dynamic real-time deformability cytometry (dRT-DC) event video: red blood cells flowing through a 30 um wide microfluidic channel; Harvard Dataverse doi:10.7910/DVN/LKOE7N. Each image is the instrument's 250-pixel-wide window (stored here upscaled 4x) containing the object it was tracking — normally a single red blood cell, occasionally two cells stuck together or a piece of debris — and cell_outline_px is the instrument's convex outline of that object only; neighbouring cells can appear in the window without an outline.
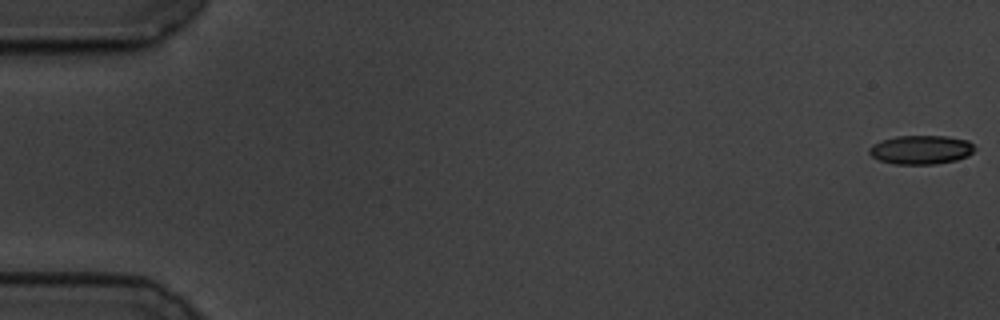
{"species": "common noctule bat (a hibernating species)", "species_latin": "Nyctalus noctula", "temperature_condition": "cold", "stored_images_in_passage": 54, "camera_frame_rate_fps": 3000, "um_per_image_px": 0.085, "animal": {"sex": "male", "body_mass_g": 19.5, "forearm_length_mm": 54.6}, "frame": {"image": 1, "passage_image": 1, "time_ms": 0.0, "image_size_px": [1000, 320], "cell_outline_px": [[976, 148], [968, 156], [956, 160], [936, 164], [896, 164], [880, 160], [872, 156], [868, 152], [868, 148], [872, 144], [880, 140], [896, 136], [948, 136], [968, 140]], "centroid_in_image_um": [78.28, 12.72], "position_along_channel_um": 6.7, "area_um2": 17.86}}
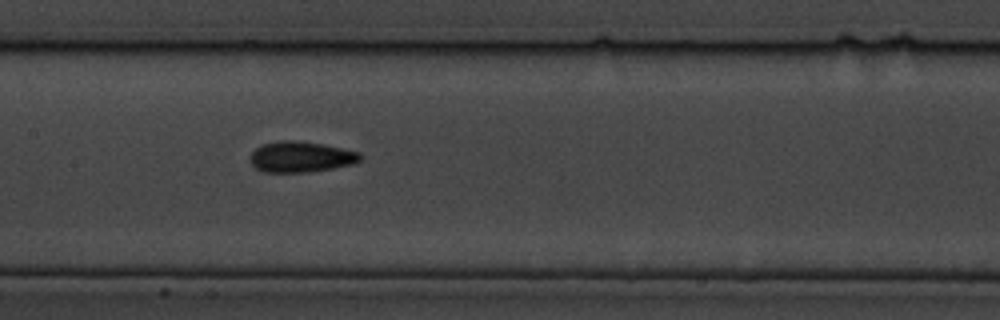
{"frame": {"image": 2, "passage_image": 29, "time_ms": 9.333, "image_size_px": [1000, 320], "cell_outline_px": [[364, 156], [360, 160], [352, 164], [332, 168], [308, 172], [264, 172], [256, 168], [252, 164], [248, 156], [260, 144], [280, 140], [296, 140], [324, 144], [360, 152]], "centroid_in_image_um": [25.56, 13.32], "position_along_channel_um": 181.8, "area_um2": 19.94}}
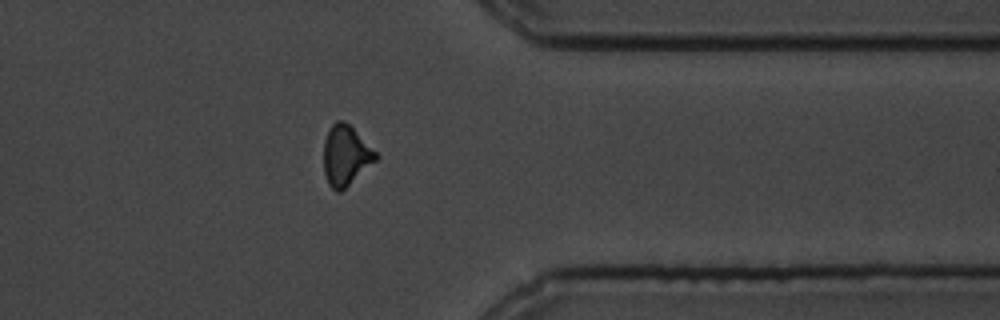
{"frame": {"image": 3, "passage_image": 47, "time_ms": 15.333, "image_size_px": [1000, 320], "cell_outline_px": [[380, 156], [376, 160], [340, 192], [336, 192], [328, 184], [324, 172], [324, 140], [328, 128], [336, 120], [344, 120]], "centroid_in_image_um": [29.36, 13.2], "position_along_channel_um": 382.0, "area_um2": 18.03}}